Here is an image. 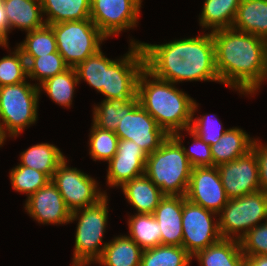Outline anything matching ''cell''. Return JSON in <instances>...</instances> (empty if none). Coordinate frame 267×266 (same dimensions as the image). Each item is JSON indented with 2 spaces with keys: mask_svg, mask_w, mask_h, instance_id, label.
<instances>
[{
  "mask_svg": "<svg viewBox=\"0 0 267 266\" xmlns=\"http://www.w3.org/2000/svg\"><path fill=\"white\" fill-rule=\"evenodd\" d=\"M11 54V55H10ZM0 59V87L26 81L27 62L21 50H16Z\"/></svg>",
  "mask_w": 267,
  "mask_h": 266,
  "instance_id": "37",
  "label": "cell"
},
{
  "mask_svg": "<svg viewBox=\"0 0 267 266\" xmlns=\"http://www.w3.org/2000/svg\"><path fill=\"white\" fill-rule=\"evenodd\" d=\"M241 0H205L199 18L202 28H232Z\"/></svg>",
  "mask_w": 267,
  "mask_h": 266,
  "instance_id": "27",
  "label": "cell"
},
{
  "mask_svg": "<svg viewBox=\"0 0 267 266\" xmlns=\"http://www.w3.org/2000/svg\"><path fill=\"white\" fill-rule=\"evenodd\" d=\"M92 125L89 135V154L94 161L103 160L109 162L117 152L119 138L114 131Z\"/></svg>",
  "mask_w": 267,
  "mask_h": 266,
  "instance_id": "35",
  "label": "cell"
},
{
  "mask_svg": "<svg viewBox=\"0 0 267 266\" xmlns=\"http://www.w3.org/2000/svg\"><path fill=\"white\" fill-rule=\"evenodd\" d=\"M130 235L142 250L161 245L160 225L153 214H137L128 220Z\"/></svg>",
  "mask_w": 267,
  "mask_h": 266,
  "instance_id": "29",
  "label": "cell"
},
{
  "mask_svg": "<svg viewBox=\"0 0 267 266\" xmlns=\"http://www.w3.org/2000/svg\"><path fill=\"white\" fill-rule=\"evenodd\" d=\"M211 33L220 83L254 94L267 79V41L233 28Z\"/></svg>",
  "mask_w": 267,
  "mask_h": 266,
  "instance_id": "1",
  "label": "cell"
},
{
  "mask_svg": "<svg viewBox=\"0 0 267 266\" xmlns=\"http://www.w3.org/2000/svg\"><path fill=\"white\" fill-rule=\"evenodd\" d=\"M79 84L75 68L68 67L65 71L46 79L39 85L56 104L70 107L75 86Z\"/></svg>",
  "mask_w": 267,
  "mask_h": 266,
  "instance_id": "28",
  "label": "cell"
},
{
  "mask_svg": "<svg viewBox=\"0 0 267 266\" xmlns=\"http://www.w3.org/2000/svg\"><path fill=\"white\" fill-rule=\"evenodd\" d=\"M142 0H91L90 20L108 38L138 23Z\"/></svg>",
  "mask_w": 267,
  "mask_h": 266,
  "instance_id": "12",
  "label": "cell"
},
{
  "mask_svg": "<svg viewBox=\"0 0 267 266\" xmlns=\"http://www.w3.org/2000/svg\"><path fill=\"white\" fill-rule=\"evenodd\" d=\"M93 263V261H72V266H88Z\"/></svg>",
  "mask_w": 267,
  "mask_h": 266,
  "instance_id": "44",
  "label": "cell"
},
{
  "mask_svg": "<svg viewBox=\"0 0 267 266\" xmlns=\"http://www.w3.org/2000/svg\"><path fill=\"white\" fill-rule=\"evenodd\" d=\"M137 97L139 104L169 136L190 129L198 109L195 100L174 83L155 77L145 68L138 78Z\"/></svg>",
  "mask_w": 267,
  "mask_h": 266,
  "instance_id": "3",
  "label": "cell"
},
{
  "mask_svg": "<svg viewBox=\"0 0 267 266\" xmlns=\"http://www.w3.org/2000/svg\"><path fill=\"white\" fill-rule=\"evenodd\" d=\"M139 103L138 97L126 101L103 100L93 108V124L99 128L115 131L121 119Z\"/></svg>",
  "mask_w": 267,
  "mask_h": 266,
  "instance_id": "30",
  "label": "cell"
},
{
  "mask_svg": "<svg viewBox=\"0 0 267 266\" xmlns=\"http://www.w3.org/2000/svg\"><path fill=\"white\" fill-rule=\"evenodd\" d=\"M239 242L245 257L267 255V221L253 227Z\"/></svg>",
  "mask_w": 267,
  "mask_h": 266,
  "instance_id": "38",
  "label": "cell"
},
{
  "mask_svg": "<svg viewBox=\"0 0 267 266\" xmlns=\"http://www.w3.org/2000/svg\"><path fill=\"white\" fill-rule=\"evenodd\" d=\"M190 130L209 145L219 141L222 135L228 130L222 127L216 117L208 115L192 118Z\"/></svg>",
  "mask_w": 267,
  "mask_h": 266,
  "instance_id": "39",
  "label": "cell"
},
{
  "mask_svg": "<svg viewBox=\"0 0 267 266\" xmlns=\"http://www.w3.org/2000/svg\"><path fill=\"white\" fill-rule=\"evenodd\" d=\"M183 196L165 195L153 213L160 225L161 244L182 246Z\"/></svg>",
  "mask_w": 267,
  "mask_h": 266,
  "instance_id": "18",
  "label": "cell"
},
{
  "mask_svg": "<svg viewBox=\"0 0 267 266\" xmlns=\"http://www.w3.org/2000/svg\"><path fill=\"white\" fill-rule=\"evenodd\" d=\"M45 24L90 19L91 0H41Z\"/></svg>",
  "mask_w": 267,
  "mask_h": 266,
  "instance_id": "25",
  "label": "cell"
},
{
  "mask_svg": "<svg viewBox=\"0 0 267 266\" xmlns=\"http://www.w3.org/2000/svg\"><path fill=\"white\" fill-rule=\"evenodd\" d=\"M192 258L183 246L161 244L143 250L140 266H189Z\"/></svg>",
  "mask_w": 267,
  "mask_h": 266,
  "instance_id": "31",
  "label": "cell"
},
{
  "mask_svg": "<svg viewBox=\"0 0 267 266\" xmlns=\"http://www.w3.org/2000/svg\"><path fill=\"white\" fill-rule=\"evenodd\" d=\"M20 164L45 173L52 179L58 166L66 159L59 148L49 143H40L21 152Z\"/></svg>",
  "mask_w": 267,
  "mask_h": 266,
  "instance_id": "26",
  "label": "cell"
},
{
  "mask_svg": "<svg viewBox=\"0 0 267 266\" xmlns=\"http://www.w3.org/2000/svg\"><path fill=\"white\" fill-rule=\"evenodd\" d=\"M104 56L101 49L94 55L86 58L75 67L78 80L86 81L91 87L100 92L105 86V70L114 62Z\"/></svg>",
  "mask_w": 267,
  "mask_h": 266,
  "instance_id": "33",
  "label": "cell"
},
{
  "mask_svg": "<svg viewBox=\"0 0 267 266\" xmlns=\"http://www.w3.org/2000/svg\"><path fill=\"white\" fill-rule=\"evenodd\" d=\"M143 250L127 235L106 243L101 258L94 263L104 266H140Z\"/></svg>",
  "mask_w": 267,
  "mask_h": 266,
  "instance_id": "24",
  "label": "cell"
},
{
  "mask_svg": "<svg viewBox=\"0 0 267 266\" xmlns=\"http://www.w3.org/2000/svg\"><path fill=\"white\" fill-rule=\"evenodd\" d=\"M185 197L191 203L219 214L228 197L217 166L193 167Z\"/></svg>",
  "mask_w": 267,
  "mask_h": 266,
  "instance_id": "15",
  "label": "cell"
},
{
  "mask_svg": "<svg viewBox=\"0 0 267 266\" xmlns=\"http://www.w3.org/2000/svg\"><path fill=\"white\" fill-rule=\"evenodd\" d=\"M24 57H40L57 51L53 29L45 24L42 28L27 32L26 38L17 46Z\"/></svg>",
  "mask_w": 267,
  "mask_h": 266,
  "instance_id": "32",
  "label": "cell"
},
{
  "mask_svg": "<svg viewBox=\"0 0 267 266\" xmlns=\"http://www.w3.org/2000/svg\"><path fill=\"white\" fill-rule=\"evenodd\" d=\"M228 199L260 191L256 152L251 149L234 161L217 166Z\"/></svg>",
  "mask_w": 267,
  "mask_h": 266,
  "instance_id": "14",
  "label": "cell"
},
{
  "mask_svg": "<svg viewBox=\"0 0 267 266\" xmlns=\"http://www.w3.org/2000/svg\"><path fill=\"white\" fill-rule=\"evenodd\" d=\"M213 215L217 213L193 204L183 196L182 246L192 257L222 239L218 220L214 223Z\"/></svg>",
  "mask_w": 267,
  "mask_h": 266,
  "instance_id": "10",
  "label": "cell"
},
{
  "mask_svg": "<svg viewBox=\"0 0 267 266\" xmlns=\"http://www.w3.org/2000/svg\"><path fill=\"white\" fill-rule=\"evenodd\" d=\"M140 43L131 40L128 53L105 70V86L100 91L105 100L126 101L137 97L138 78L145 68Z\"/></svg>",
  "mask_w": 267,
  "mask_h": 266,
  "instance_id": "9",
  "label": "cell"
},
{
  "mask_svg": "<svg viewBox=\"0 0 267 266\" xmlns=\"http://www.w3.org/2000/svg\"><path fill=\"white\" fill-rule=\"evenodd\" d=\"M252 149L256 152L258 161L260 190L267 193V144H259V141L254 139Z\"/></svg>",
  "mask_w": 267,
  "mask_h": 266,
  "instance_id": "41",
  "label": "cell"
},
{
  "mask_svg": "<svg viewBox=\"0 0 267 266\" xmlns=\"http://www.w3.org/2000/svg\"><path fill=\"white\" fill-rule=\"evenodd\" d=\"M8 23L6 19V14L4 11V7L2 4V0H0V46L8 47Z\"/></svg>",
  "mask_w": 267,
  "mask_h": 266,
  "instance_id": "42",
  "label": "cell"
},
{
  "mask_svg": "<svg viewBox=\"0 0 267 266\" xmlns=\"http://www.w3.org/2000/svg\"><path fill=\"white\" fill-rule=\"evenodd\" d=\"M147 156L134 141L119 139L117 152L108 162L107 184L122 187L133 178L145 174Z\"/></svg>",
  "mask_w": 267,
  "mask_h": 266,
  "instance_id": "16",
  "label": "cell"
},
{
  "mask_svg": "<svg viewBox=\"0 0 267 266\" xmlns=\"http://www.w3.org/2000/svg\"><path fill=\"white\" fill-rule=\"evenodd\" d=\"M193 137V144L189 149L183 146L184 153L192 167L213 166V158L210 145L193 133L190 129L186 130Z\"/></svg>",
  "mask_w": 267,
  "mask_h": 266,
  "instance_id": "40",
  "label": "cell"
},
{
  "mask_svg": "<svg viewBox=\"0 0 267 266\" xmlns=\"http://www.w3.org/2000/svg\"><path fill=\"white\" fill-rule=\"evenodd\" d=\"M107 194L96 204L71 212L69 222L78 220L73 261L97 262L103 253L106 243L102 237L108 221Z\"/></svg>",
  "mask_w": 267,
  "mask_h": 266,
  "instance_id": "7",
  "label": "cell"
},
{
  "mask_svg": "<svg viewBox=\"0 0 267 266\" xmlns=\"http://www.w3.org/2000/svg\"><path fill=\"white\" fill-rule=\"evenodd\" d=\"M121 188L137 214H153L165 196L145 174L126 182Z\"/></svg>",
  "mask_w": 267,
  "mask_h": 266,
  "instance_id": "20",
  "label": "cell"
},
{
  "mask_svg": "<svg viewBox=\"0 0 267 266\" xmlns=\"http://www.w3.org/2000/svg\"><path fill=\"white\" fill-rule=\"evenodd\" d=\"M232 28L267 41V0H241Z\"/></svg>",
  "mask_w": 267,
  "mask_h": 266,
  "instance_id": "21",
  "label": "cell"
},
{
  "mask_svg": "<svg viewBox=\"0 0 267 266\" xmlns=\"http://www.w3.org/2000/svg\"><path fill=\"white\" fill-rule=\"evenodd\" d=\"M180 133L170 135L147 156L145 175L164 195L185 196L187 193L193 167L184 153Z\"/></svg>",
  "mask_w": 267,
  "mask_h": 266,
  "instance_id": "4",
  "label": "cell"
},
{
  "mask_svg": "<svg viewBox=\"0 0 267 266\" xmlns=\"http://www.w3.org/2000/svg\"><path fill=\"white\" fill-rule=\"evenodd\" d=\"M254 139L240 128L228 129L219 141L210 145L213 166L234 161L252 149Z\"/></svg>",
  "mask_w": 267,
  "mask_h": 266,
  "instance_id": "22",
  "label": "cell"
},
{
  "mask_svg": "<svg viewBox=\"0 0 267 266\" xmlns=\"http://www.w3.org/2000/svg\"><path fill=\"white\" fill-rule=\"evenodd\" d=\"M114 132L119 139L134 141L147 155L157 150L169 137L139 103L121 119Z\"/></svg>",
  "mask_w": 267,
  "mask_h": 266,
  "instance_id": "13",
  "label": "cell"
},
{
  "mask_svg": "<svg viewBox=\"0 0 267 266\" xmlns=\"http://www.w3.org/2000/svg\"><path fill=\"white\" fill-rule=\"evenodd\" d=\"M25 210L40 224L70 223L71 211L51 180L26 199Z\"/></svg>",
  "mask_w": 267,
  "mask_h": 266,
  "instance_id": "17",
  "label": "cell"
},
{
  "mask_svg": "<svg viewBox=\"0 0 267 266\" xmlns=\"http://www.w3.org/2000/svg\"><path fill=\"white\" fill-rule=\"evenodd\" d=\"M54 32L57 51L68 67L75 68L101 49L107 37L90 20L64 21L49 25Z\"/></svg>",
  "mask_w": 267,
  "mask_h": 266,
  "instance_id": "6",
  "label": "cell"
},
{
  "mask_svg": "<svg viewBox=\"0 0 267 266\" xmlns=\"http://www.w3.org/2000/svg\"><path fill=\"white\" fill-rule=\"evenodd\" d=\"M24 58L27 62V76L32 80H39L38 86L68 68L58 51L40 57Z\"/></svg>",
  "mask_w": 267,
  "mask_h": 266,
  "instance_id": "34",
  "label": "cell"
},
{
  "mask_svg": "<svg viewBox=\"0 0 267 266\" xmlns=\"http://www.w3.org/2000/svg\"><path fill=\"white\" fill-rule=\"evenodd\" d=\"M245 266H267V255L246 257Z\"/></svg>",
  "mask_w": 267,
  "mask_h": 266,
  "instance_id": "43",
  "label": "cell"
},
{
  "mask_svg": "<svg viewBox=\"0 0 267 266\" xmlns=\"http://www.w3.org/2000/svg\"><path fill=\"white\" fill-rule=\"evenodd\" d=\"M193 257L200 266H245L246 262L240 242L234 239H221L198 251Z\"/></svg>",
  "mask_w": 267,
  "mask_h": 266,
  "instance_id": "23",
  "label": "cell"
},
{
  "mask_svg": "<svg viewBox=\"0 0 267 266\" xmlns=\"http://www.w3.org/2000/svg\"><path fill=\"white\" fill-rule=\"evenodd\" d=\"M140 45L145 69L159 79L174 84L182 81L220 82L212 33L161 45L143 42Z\"/></svg>",
  "mask_w": 267,
  "mask_h": 266,
  "instance_id": "2",
  "label": "cell"
},
{
  "mask_svg": "<svg viewBox=\"0 0 267 266\" xmlns=\"http://www.w3.org/2000/svg\"><path fill=\"white\" fill-rule=\"evenodd\" d=\"M3 143H4V140L0 136V146H2Z\"/></svg>",
  "mask_w": 267,
  "mask_h": 266,
  "instance_id": "45",
  "label": "cell"
},
{
  "mask_svg": "<svg viewBox=\"0 0 267 266\" xmlns=\"http://www.w3.org/2000/svg\"><path fill=\"white\" fill-rule=\"evenodd\" d=\"M12 188L27 194V199L51 179L43 172L26 166H16L10 172Z\"/></svg>",
  "mask_w": 267,
  "mask_h": 266,
  "instance_id": "36",
  "label": "cell"
},
{
  "mask_svg": "<svg viewBox=\"0 0 267 266\" xmlns=\"http://www.w3.org/2000/svg\"><path fill=\"white\" fill-rule=\"evenodd\" d=\"M37 84L24 81L0 87V136L5 141L18 136L36 122L40 94Z\"/></svg>",
  "mask_w": 267,
  "mask_h": 266,
  "instance_id": "5",
  "label": "cell"
},
{
  "mask_svg": "<svg viewBox=\"0 0 267 266\" xmlns=\"http://www.w3.org/2000/svg\"><path fill=\"white\" fill-rule=\"evenodd\" d=\"M51 181L56 185L71 212L96 204L106 192L88 174L67 166L66 159L58 166Z\"/></svg>",
  "mask_w": 267,
  "mask_h": 266,
  "instance_id": "11",
  "label": "cell"
},
{
  "mask_svg": "<svg viewBox=\"0 0 267 266\" xmlns=\"http://www.w3.org/2000/svg\"><path fill=\"white\" fill-rule=\"evenodd\" d=\"M218 215L222 239L240 241L249 230L259 225L258 223L261 224L262 220L267 221V193L260 190L239 198L228 199Z\"/></svg>",
  "mask_w": 267,
  "mask_h": 266,
  "instance_id": "8",
  "label": "cell"
},
{
  "mask_svg": "<svg viewBox=\"0 0 267 266\" xmlns=\"http://www.w3.org/2000/svg\"><path fill=\"white\" fill-rule=\"evenodd\" d=\"M8 33L13 28H19L30 32L45 25L41 0H2Z\"/></svg>",
  "mask_w": 267,
  "mask_h": 266,
  "instance_id": "19",
  "label": "cell"
}]
</instances>
